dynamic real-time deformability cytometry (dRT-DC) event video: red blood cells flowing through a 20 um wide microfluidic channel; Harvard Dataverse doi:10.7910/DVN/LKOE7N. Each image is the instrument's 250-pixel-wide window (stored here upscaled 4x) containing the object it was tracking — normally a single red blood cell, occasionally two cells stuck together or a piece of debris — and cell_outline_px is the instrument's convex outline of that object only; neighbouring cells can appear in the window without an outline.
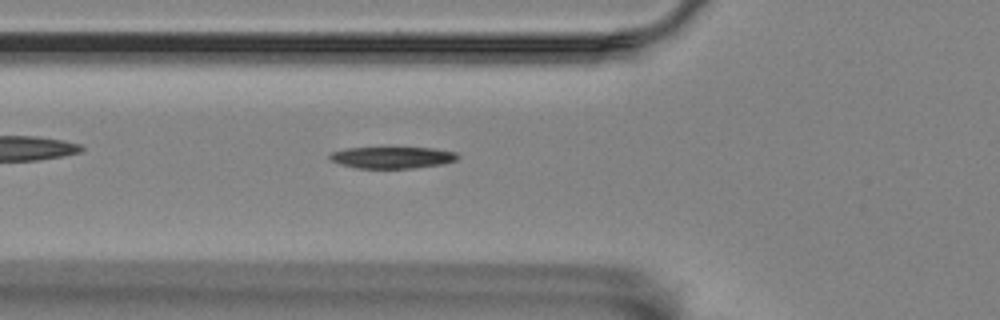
{"species": "Egyptian fruit bat (a non-hibernating species)", "species_latin": "Rousettus aegyptiacus", "temperature_condition": "room temperature", "stored_images_in_passage": 54, "camera_frame_rate_fps": 3000, "um_per_image_px": 0.085, "animal": {"sex": "female"}, "frame": {"image": 1, "passage_image": 17, "time_ms": 5.333, "image_size_px": [1000, 320], "cell_outline_px": [[460, 156], [456, 160], [444, 164], [412, 168], [356, 168], [340, 164], [332, 160], [328, 156], [328, 152], [344, 148], [432, 148], [456, 152]], "centroid_in_image_um": [33.32, 13.38], "position_along_channel_um": 92.5, "area_um2": 16.18}}
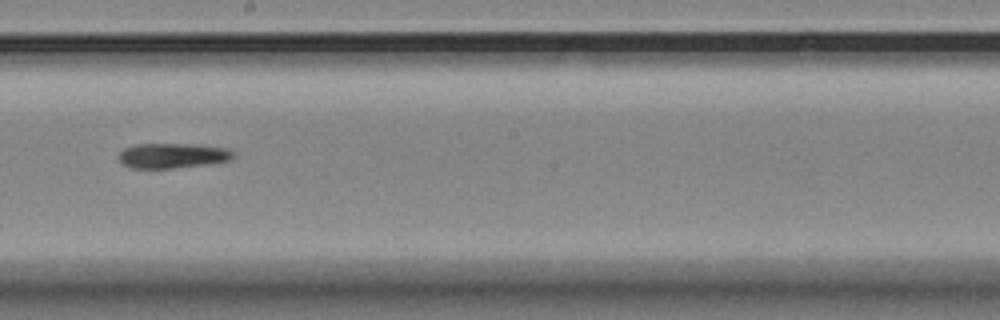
{"frame": {"image": 2, "passage_image": 29, "time_ms": 9.333, "image_size_px": [1000, 320], "cell_outline_px": [[232, 156], [228, 160], [208, 164], [172, 168], [128, 168], [120, 164], [120, 152], [124, 148], [136, 144], [200, 144], [228, 148], [232, 152]], "centroid_in_image_um": [14.62, 13.22], "position_along_channel_um": 233.6, "area_um2": 16.7}}
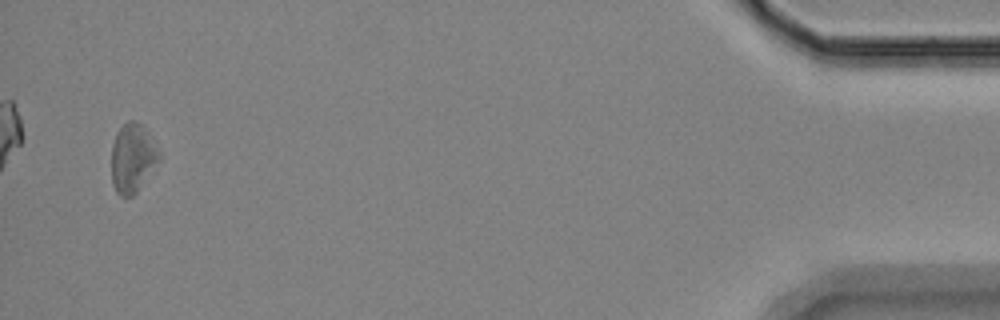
{"frame": {"image": 3, "passage_image": 52, "time_ms": 17.0, "image_size_px": [1000, 320], "cell_outline_px": [[160, 156], [136, 192], [132, 196], [120, 196], [116, 192], [112, 184], [112, 144], [116, 132], [128, 120], [136, 120], [144, 128], [160, 152]], "centroid_in_image_um": [11.22, 13.42], "position_along_channel_um": 424.0, "area_um2": 18.61}, "authors_computed_cell_mechanics": {"area_um2": 17.0221, "velocity_mm_per_s": 3.5162, "shape_relaxation_time_tau1_ms": 3.0833, "shape_relaxation_time_tau2_ms": null, "deformation_change_tau1": 0.1109, "deformation_change_tau2": null}}